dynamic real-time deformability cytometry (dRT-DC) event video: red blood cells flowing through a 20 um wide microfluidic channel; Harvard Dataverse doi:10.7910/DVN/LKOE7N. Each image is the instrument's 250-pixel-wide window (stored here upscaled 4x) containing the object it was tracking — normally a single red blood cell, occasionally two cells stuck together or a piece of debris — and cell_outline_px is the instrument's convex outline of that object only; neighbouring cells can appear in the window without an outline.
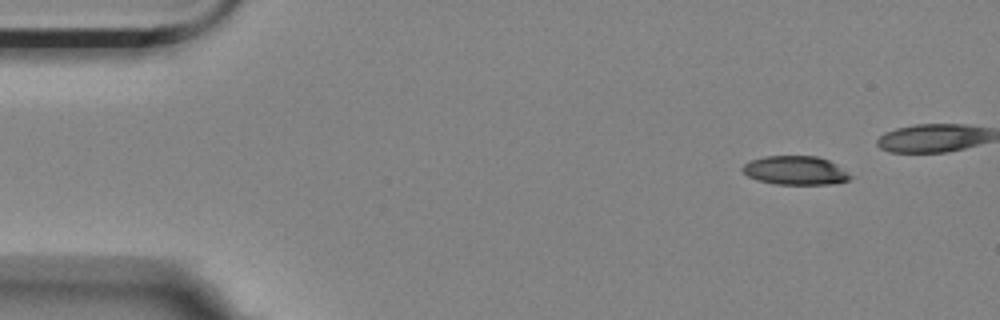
{"species": "Egyptian fruit bat (a non-hibernating species)", "species_latin": "Rousettus aegyptiacus", "temperature_condition": "room temperature", "stored_images_in_passage": 4, "camera_frame_rate_fps": 3000, "um_per_image_px": 0.085, "animal": {"sex": "female"}, "frame": {"image": 1, "passage_image": 1, "time_ms": 0.0, "image_size_px": [1000, 320], "cell_outline_px": [[856, 176], [848, 180], [828, 184], [776, 184], [756, 180], [748, 176], [740, 168], [748, 160], [764, 156], [816, 156], [828, 160]], "centroid_in_image_um": [67.59, 14.48], "position_along_channel_um": 17.4, "area_um2": 18.21}}